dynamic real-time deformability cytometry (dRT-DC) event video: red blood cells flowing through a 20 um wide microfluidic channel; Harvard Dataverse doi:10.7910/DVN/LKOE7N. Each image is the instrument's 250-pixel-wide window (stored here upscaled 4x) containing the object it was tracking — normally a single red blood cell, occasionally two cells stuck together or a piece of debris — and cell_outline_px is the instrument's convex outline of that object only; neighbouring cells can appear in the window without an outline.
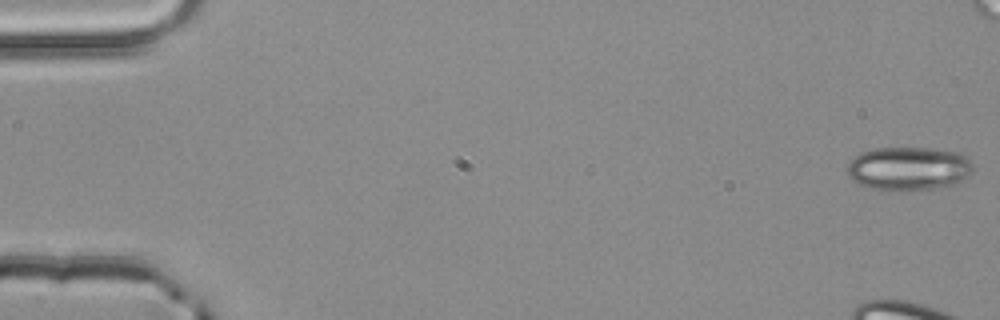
{"species": "common noctule bat (a hibernating species)", "species_latin": "Nyctalus noctula", "temperature_condition": "room temperature", "stored_images_in_passage": 4, "camera_frame_rate_fps": 3000, "um_per_image_px": 0.085, "animal": {"sex": "male", "body_mass_g": 20.4}, "frame": {"image": 1, "passage_image": 1, "time_ms": 0.0, "image_size_px": [1000, 320], "cell_outline_px": [[972, 172], [968, 176], [956, 184], [936, 188], [904, 192], [868, 188], [852, 180], [848, 176], [848, 160], [860, 152], [872, 148], [928, 148], [956, 152], [964, 156], [972, 164]], "centroid_in_image_um": [77.18, 14.34], "position_along_channel_um": 7.8, "area_um2": 32.37}}